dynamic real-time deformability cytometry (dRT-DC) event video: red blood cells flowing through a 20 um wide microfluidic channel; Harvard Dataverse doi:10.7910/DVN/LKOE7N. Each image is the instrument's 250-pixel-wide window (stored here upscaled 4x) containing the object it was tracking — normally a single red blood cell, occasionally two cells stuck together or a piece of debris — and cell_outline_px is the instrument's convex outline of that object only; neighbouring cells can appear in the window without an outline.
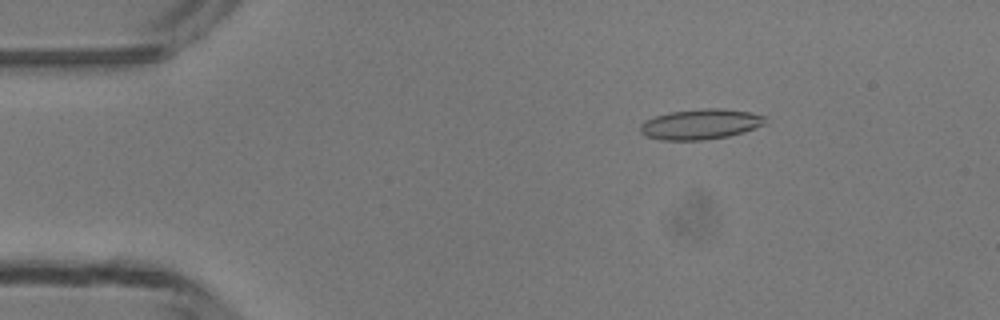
{"species": "common noctule bat (a hibernating species)", "species_latin": "Nyctalus noctula", "temperature_condition": "room temperature", "stored_images_in_passage": 48, "camera_frame_rate_fps": 3000, "um_per_image_px": 0.085, "animal": {"sex": "male", "body_mass_g": 13.3}, "frame": {"image": 1, "passage_image": 7, "time_ms": 2.0, "image_size_px": [1000, 320], "cell_outline_px": [[768, 124], [744, 132], [728, 136], [704, 140], [660, 140], [648, 136], [640, 132], [640, 124], [644, 120], [668, 112], [700, 108], [720, 108], [748, 112], [764, 116]], "centroid_in_image_um": [59.55, 10.55], "position_along_channel_um": 25.4, "area_um2": 22.25}}
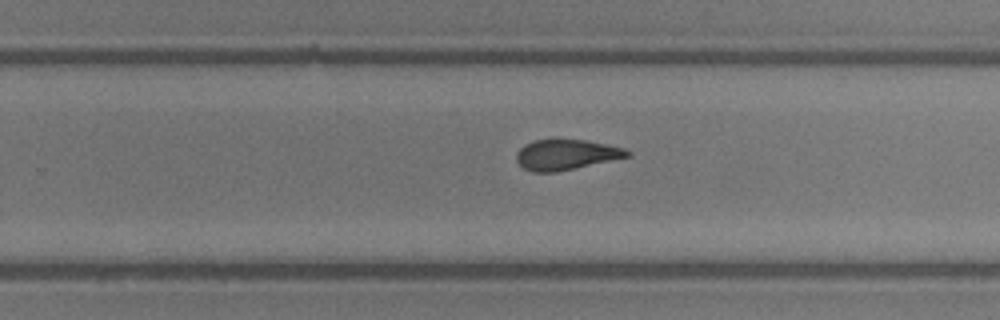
{"frame": {"image": 2, "passage_image": 30, "time_ms": 9.667, "image_size_px": [1000, 320], "cell_outline_px": [[632, 156], [556, 172], [532, 172], [524, 168], [516, 160], [516, 152], [524, 144], [536, 140], [552, 136], [556, 136], [584, 140], [624, 148], [632, 152]], "centroid_in_image_um": [48.1, 13.1], "position_along_channel_um": 281.7, "area_um2": 20.23}}
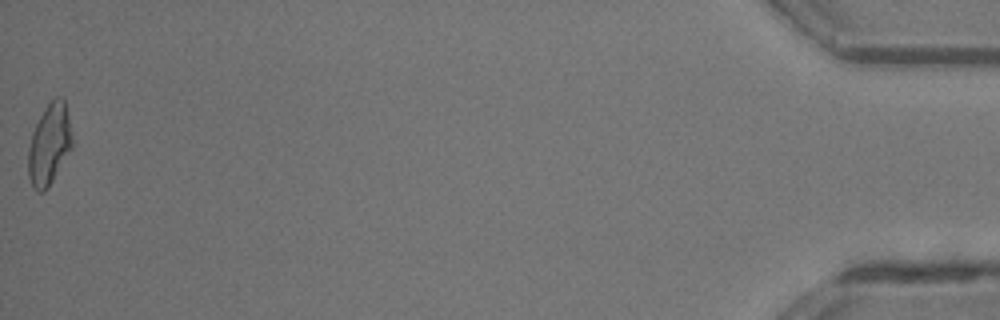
{"frame": {"image": 3, "passage_image": 48, "time_ms": 15.667, "image_size_px": [1000, 320], "cell_outline_px": [[72, 148], [48, 188], [44, 192], [36, 192], [28, 176], [28, 148], [32, 132], [44, 108], [56, 96], [60, 96], [64, 100], [68, 116], [72, 140]], "centroid_in_image_um": [4.18, 12.3], "position_along_channel_um": 431.0, "area_um2": 20.63}, "authors_computed_cell_mechanics": {"area_um2": 20.5479, "velocity_mm_per_s": 4.225, "shape_relaxation_time_tau1_ms": 6.8307, "shape_relaxation_time_tau2_ms": 1.1488, "deformation_change_tau1": 0.2103, "deformation_change_tau2": 0.0944}}